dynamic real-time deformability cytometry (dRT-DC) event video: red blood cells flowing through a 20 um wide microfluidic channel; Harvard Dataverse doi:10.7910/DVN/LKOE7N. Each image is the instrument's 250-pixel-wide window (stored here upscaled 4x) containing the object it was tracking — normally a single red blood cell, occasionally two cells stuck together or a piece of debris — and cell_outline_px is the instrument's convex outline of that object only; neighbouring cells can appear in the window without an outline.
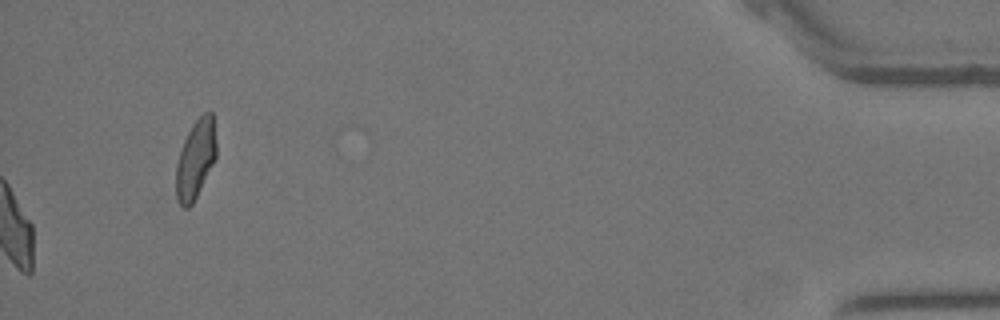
{"species": "Egyptian fruit bat (a non-hibernating species)", "species_latin": "Rousettus aegyptiacus", "temperature_condition": "warm", "stored_images_in_passage": 57, "camera_frame_rate_fps": 3000, "um_per_image_px": 0.085, "animal": {"sex": "female"}, "frame": {"image": 1, "passage_image": 57, "time_ms": 18.667, "image_size_px": [1000, 320], "cell_outline_px": [[216, 160], [192, 204], [188, 208], [184, 208], [180, 204], [176, 196], [176, 164], [184, 140], [192, 124], [204, 112], [212, 112], [216, 140]], "centroid_in_image_um": [16.63, 13.54], "position_along_channel_um": 418.6, "area_um2": 18.5}, "authors_computed_cell_mechanics": {"area_um2": 22.1374, "velocity_mm_per_s": 3.6088, "shape_relaxation_time_tau1_ms": 10.1131, "shape_relaxation_time_tau2_ms": 0.9826, "deformation_change_tau1": 0.2446, "deformation_change_tau2": 0.0693}}